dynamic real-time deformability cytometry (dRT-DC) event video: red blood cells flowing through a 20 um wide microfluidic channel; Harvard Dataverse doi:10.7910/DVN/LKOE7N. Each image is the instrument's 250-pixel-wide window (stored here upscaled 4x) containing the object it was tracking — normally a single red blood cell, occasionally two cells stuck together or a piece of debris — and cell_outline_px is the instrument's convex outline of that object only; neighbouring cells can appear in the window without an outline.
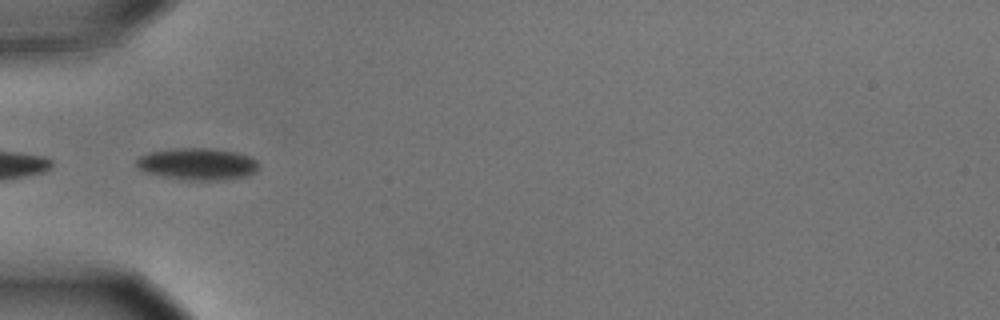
{"species": "common noctule bat (a hibernating species)", "species_latin": "Nyctalus noctula", "temperature_condition": "cold", "stored_images_in_passage": 16, "camera_frame_rate_fps": 3000, "um_per_image_px": 0.085, "animal": {"sex": "male", "body_mass_g": 15.6}, "frame": {"image": 1, "passage_image": 1, "time_ms": 0.0, "image_size_px": [1000, 320], "cell_outline_px": [[260, 164], [252, 172], [244, 176], [212, 180], [188, 180], [164, 176], [148, 172], [140, 168], [136, 164], [136, 160], [140, 156], [152, 152], [176, 148], [212, 148], [236, 152], [248, 156], [256, 160]], "centroid_in_image_um": [16.79, 13.92], "position_along_channel_um": 68.2, "area_um2": 22.14}}
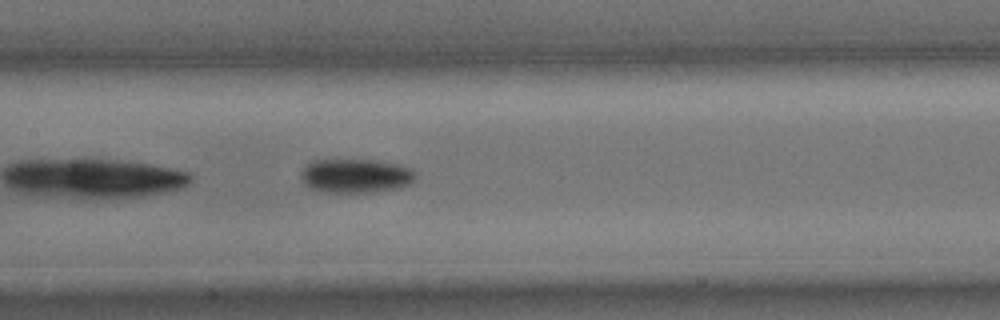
{"frame": {"image": 2, "passage_image": 10, "time_ms": 3.0, "image_size_px": [1000, 320], "cell_outline_px": [[416, 180], [400, 188], [372, 192], [324, 192], [312, 188], [304, 184], [300, 176], [300, 172], [304, 164], [312, 160], [372, 160], [404, 164], [412, 168], [416, 172]], "centroid_in_image_um": [30.26, 14.93], "position_along_channel_um": 177.1, "area_um2": 23.18}}
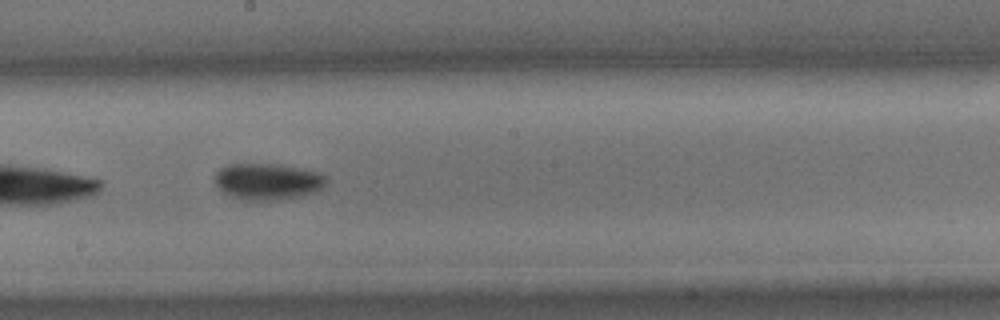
{"frame": {"image": 3, "passage_image": 14, "time_ms": 4.333, "image_size_px": [1000, 320], "cell_outline_px": [[328, 180], [316, 192], [300, 196], [280, 200], [244, 200], [232, 196], [224, 192], [212, 180], [212, 176], [220, 168], [228, 164], [272, 164], [320, 172], [328, 176]], "centroid_in_image_um": [22.73, 15.43], "position_along_channel_um": 225.5, "area_um2": 23.7}}